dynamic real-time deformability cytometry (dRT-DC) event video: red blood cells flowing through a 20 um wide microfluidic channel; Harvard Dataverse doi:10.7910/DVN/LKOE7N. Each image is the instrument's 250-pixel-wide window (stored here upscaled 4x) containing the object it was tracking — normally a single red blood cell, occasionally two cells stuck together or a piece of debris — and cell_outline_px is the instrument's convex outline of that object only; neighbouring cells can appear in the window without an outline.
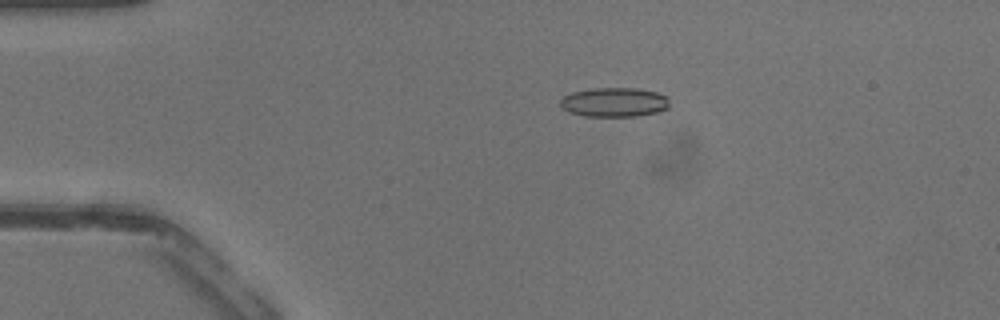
{"species": "common noctule bat (a hibernating species)", "species_latin": "Nyctalus noctula", "temperature_condition": "warm", "stored_images_in_passage": 42, "camera_frame_rate_fps": 3000, "um_per_image_px": 0.085, "animal": {"sex": "male", "body_mass_g": 13.3}, "frame": {"image": 1, "passage_image": 9, "time_ms": 2.667, "image_size_px": [1000, 320], "cell_outline_px": [[668, 108], [656, 112], [636, 116], [584, 116], [568, 112], [560, 104], [560, 100], [564, 96], [572, 92], [592, 88], [636, 88], [656, 92], [668, 96]], "centroid_in_image_um": [52.2, 8.68], "position_along_channel_um": 32.8, "area_um2": 18.61}}
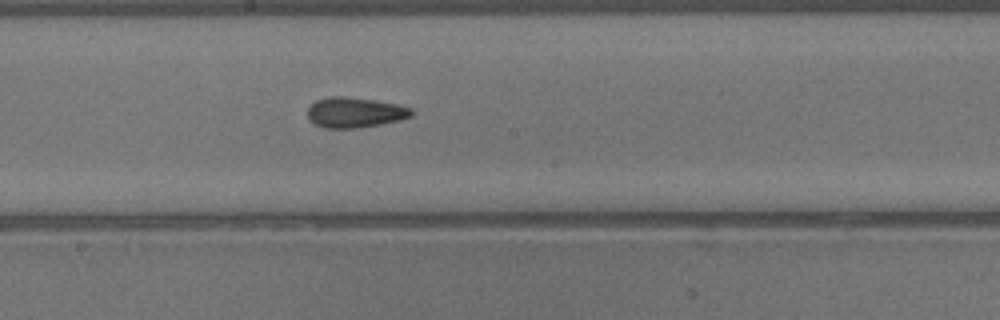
{"frame": {"image": 2, "passage_image": 23, "time_ms": 7.333, "image_size_px": [1000, 320], "cell_outline_px": [[412, 116], [400, 120], [380, 124], [356, 128], [324, 128], [308, 120], [308, 108], [316, 100], [328, 96], [344, 96], [372, 100], [396, 104], [412, 108]], "centroid_in_image_um": [30.14, 9.56], "position_along_channel_um": 218.1, "area_um2": 18.26}}
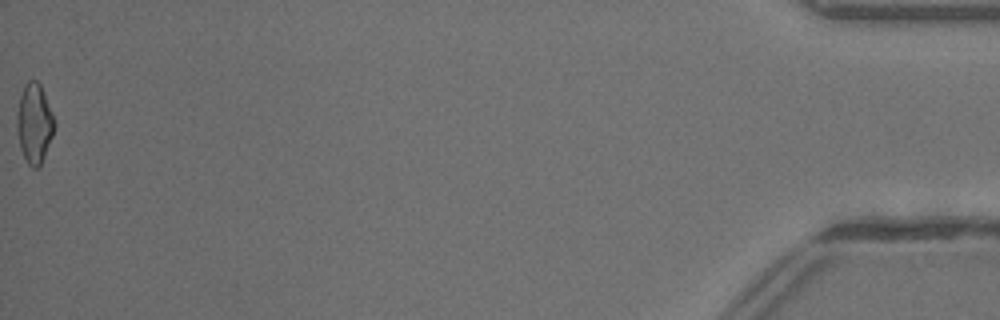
{"frame": {"image": 3, "passage_image": 42, "time_ms": 13.667, "image_size_px": [1000, 320], "cell_outline_px": [[56, 120], [52, 136], [44, 156], [40, 164], [36, 168], [32, 168], [28, 164], [20, 148], [16, 124], [16, 116], [20, 96], [24, 84], [28, 80], [36, 80], [40, 84]], "centroid_in_image_um": [2.91, 10.46], "position_along_channel_um": 432.3, "area_um2": 17.34}}